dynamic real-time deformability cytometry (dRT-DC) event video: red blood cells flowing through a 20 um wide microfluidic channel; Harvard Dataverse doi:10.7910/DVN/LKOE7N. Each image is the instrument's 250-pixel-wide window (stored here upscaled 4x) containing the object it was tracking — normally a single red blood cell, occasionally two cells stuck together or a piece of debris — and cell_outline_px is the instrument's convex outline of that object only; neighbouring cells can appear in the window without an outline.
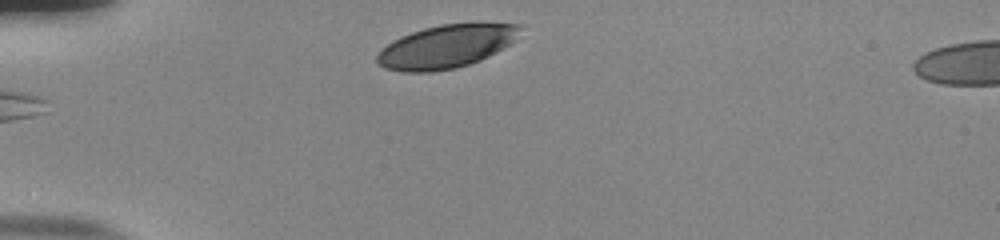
{"species": "human", "species_latin": "Homo sapiens", "temperature_condition": "room temperature", "stored_images_in_passage": 36, "camera_frame_rate_fps": 3000, "um_per_image_px": 0.085, "donor": {"sex": "male"}, "frame": {"image": 1, "passage_image": 2, "time_ms": 0.333, "image_size_px": [1000, 240], "cell_outline_px": [[524, 24], [512, 40], [508, 44], [496, 52], [480, 60], [456, 68], [432, 72], [404, 72], [384, 68], [376, 60], [376, 56], [392, 40], [400, 36], [424, 28], [440, 24]], "centroid_in_image_um": [37.87, 3.97], "position_along_channel_um": 47.1, "area_um2": 35.37}}
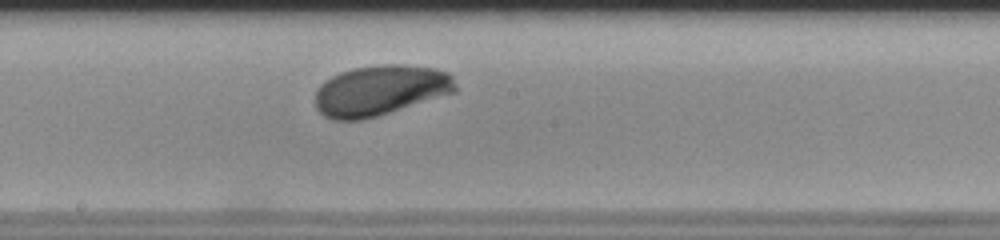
{"frame": {"image": 2, "passage_image": 18, "time_ms": 5.667, "image_size_px": [1000, 240], "cell_outline_px": [[456, 92], [376, 116], [360, 120], [332, 120], [324, 116], [316, 108], [316, 92], [320, 84], [324, 80], [340, 72], [356, 68], [384, 64], [400, 64], [432, 68], [448, 72], [452, 76], [456, 84]], "centroid_in_image_um": [32.31, 7.68], "position_along_channel_um": 215.9, "area_um2": 40.98}}
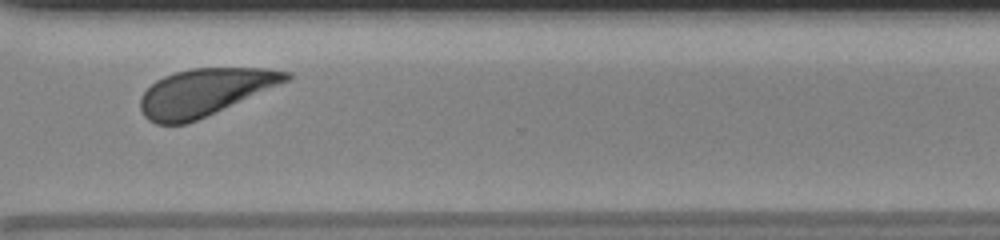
{"frame": {"image": 3, "passage_image": 29, "time_ms": 9.333, "image_size_px": [1000, 240], "cell_outline_px": [[292, 76], [288, 80], [196, 120], [184, 124], [156, 124], [148, 120], [144, 116], [140, 108], [140, 96], [156, 80], [164, 76], [176, 72], [192, 68], [268, 68], [292, 72]], "centroid_in_image_um": [17.35, 7.83], "position_along_channel_um": 353.2, "area_um2": 39.42}, "authors_computed_cell_mechanics": {"area_um2": 39.882, "velocity_mm_per_s": 3.744, "shape_relaxation_time_tau1_ms": 2.9186, "shape_relaxation_time_tau2_ms": null, "deformation_change_tau1": 0.1468, "deformation_change_tau2": null}}